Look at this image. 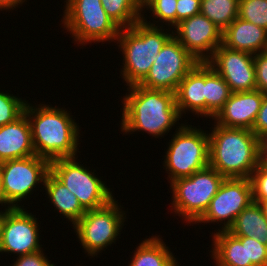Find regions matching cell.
<instances>
[{
    "instance_id": "83f0119b",
    "label": "cell",
    "mask_w": 267,
    "mask_h": 266,
    "mask_svg": "<svg viewBox=\"0 0 267 266\" xmlns=\"http://www.w3.org/2000/svg\"><path fill=\"white\" fill-rule=\"evenodd\" d=\"M238 17L267 30V0H239Z\"/></svg>"
},
{
    "instance_id": "2e32d148",
    "label": "cell",
    "mask_w": 267,
    "mask_h": 266,
    "mask_svg": "<svg viewBox=\"0 0 267 266\" xmlns=\"http://www.w3.org/2000/svg\"><path fill=\"white\" fill-rule=\"evenodd\" d=\"M263 98L264 94L257 89L232 93L212 119L224 127L252 130Z\"/></svg>"
},
{
    "instance_id": "d590c367",
    "label": "cell",
    "mask_w": 267,
    "mask_h": 266,
    "mask_svg": "<svg viewBox=\"0 0 267 266\" xmlns=\"http://www.w3.org/2000/svg\"><path fill=\"white\" fill-rule=\"evenodd\" d=\"M258 157L260 162L267 156V132L257 136Z\"/></svg>"
},
{
    "instance_id": "44dd1931",
    "label": "cell",
    "mask_w": 267,
    "mask_h": 266,
    "mask_svg": "<svg viewBox=\"0 0 267 266\" xmlns=\"http://www.w3.org/2000/svg\"><path fill=\"white\" fill-rule=\"evenodd\" d=\"M210 254L215 266H254L247 262L246 242H240L228 231L212 233Z\"/></svg>"
},
{
    "instance_id": "5b68a950",
    "label": "cell",
    "mask_w": 267,
    "mask_h": 266,
    "mask_svg": "<svg viewBox=\"0 0 267 266\" xmlns=\"http://www.w3.org/2000/svg\"><path fill=\"white\" fill-rule=\"evenodd\" d=\"M64 2L66 4L63 6L65 10L61 24L77 45L116 41L120 27L107 15L101 0H65Z\"/></svg>"
},
{
    "instance_id": "7bdbcfd3",
    "label": "cell",
    "mask_w": 267,
    "mask_h": 266,
    "mask_svg": "<svg viewBox=\"0 0 267 266\" xmlns=\"http://www.w3.org/2000/svg\"><path fill=\"white\" fill-rule=\"evenodd\" d=\"M2 164H3V161L0 159V177H1Z\"/></svg>"
},
{
    "instance_id": "f1b7e54d",
    "label": "cell",
    "mask_w": 267,
    "mask_h": 266,
    "mask_svg": "<svg viewBox=\"0 0 267 266\" xmlns=\"http://www.w3.org/2000/svg\"><path fill=\"white\" fill-rule=\"evenodd\" d=\"M27 102L7 91H0V126L12 123L21 117Z\"/></svg>"
},
{
    "instance_id": "7c38bea8",
    "label": "cell",
    "mask_w": 267,
    "mask_h": 266,
    "mask_svg": "<svg viewBox=\"0 0 267 266\" xmlns=\"http://www.w3.org/2000/svg\"><path fill=\"white\" fill-rule=\"evenodd\" d=\"M253 202L250 178H225L208 209L195 223H217V231H228L236 217Z\"/></svg>"
},
{
    "instance_id": "4dcf8cb0",
    "label": "cell",
    "mask_w": 267,
    "mask_h": 266,
    "mask_svg": "<svg viewBox=\"0 0 267 266\" xmlns=\"http://www.w3.org/2000/svg\"><path fill=\"white\" fill-rule=\"evenodd\" d=\"M253 202L267 200V168L260 162L250 176Z\"/></svg>"
},
{
    "instance_id": "ba28073f",
    "label": "cell",
    "mask_w": 267,
    "mask_h": 266,
    "mask_svg": "<svg viewBox=\"0 0 267 266\" xmlns=\"http://www.w3.org/2000/svg\"><path fill=\"white\" fill-rule=\"evenodd\" d=\"M121 207L115 198L101 208L86 210L73 226L78 241L88 256L97 257L101 250L105 251L107 246L116 243L127 218L124 213L126 211Z\"/></svg>"
},
{
    "instance_id": "484cf974",
    "label": "cell",
    "mask_w": 267,
    "mask_h": 266,
    "mask_svg": "<svg viewBox=\"0 0 267 266\" xmlns=\"http://www.w3.org/2000/svg\"><path fill=\"white\" fill-rule=\"evenodd\" d=\"M239 0H201L200 13L224 31L238 17Z\"/></svg>"
},
{
    "instance_id": "d6a6232c",
    "label": "cell",
    "mask_w": 267,
    "mask_h": 266,
    "mask_svg": "<svg viewBox=\"0 0 267 266\" xmlns=\"http://www.w3.org/2000/svg\"><path fill=\"white\" fill-rule=\"evenodd\" d=\"M201 0H177L176 25L200 13Z\"/></svg>"
},
{
    "instance_id": "d4e9b609",
    "label": "cell",
    "mask_w": 267,
    "mask_h": 266,
    "mask_svg": "<svg viewBox=\"0 0 267 266\" xmlns=\"http://www.w3.org/2000/svg\"><path fill=\"white\" fill-rule=\"evenodd\" d=\"M107 15L120 27L129 28L141 20L142 6L138 0H101Z\"/></svg>"
},
{
    "instance_id": "52a82bcc",
    "label": "cell",
    "mask_w": 267,
    "mask_h": 266,
    "mask_svg": "<svg viewBox=\"0 0 267 266\" xmlns=\"http://www.w3.org/2000/svg\"><path fill=\"white\" fill-rule=\"evenodd\" d=\"M168 142L163 167L171 183L209 165V131L181 123Z\"/></svg>"
},
{
    "instance_id": "74e56055",
    "label": "cell",
    "mask_w": 267,
    "mask_h": 266,
    "mask_svg": "<svg viewBox=\"0 0 267 266\" xmlns=\"http://www.w3.org/2000/svg\"><path fill=\"white\" fill-rule=\"evenodd\" d=\"M0 204H1V206H5L6 210L13 209V207L7 202V200H6L5 196H4L1 179H0ZM6 205H8V206H6Z\"/></svg>"
},
{
    "instance_id": "277c9868",
    "label": "cell",
    "mask_w": 267,
    "mask_h": 266,
    "mask_svg": "<svg viewBox=\"0 0 267 266\" xmlns=\"http://www.w3.org/2000/svg\"><path fill=\"white\" fill-rule=\"evenodd\" d=\"M172 36L173 29L151 26L142 20L129 28H120L116 39L123 55L120 76L127 87L139 84L147 76L155 56Z\"/></svg>"
},
{
    "instance_id": "ab89813d",
    "label": "cell",
    "mask_w": 267,
    "mask_h": 266,
    "mask_svg": "<svg viewBox=\"0 0 267 266\" xmlns=\"http://www.w3.org/2000/svg\"><path fill=\"white\" fill-rule=\"evenodd\" d=\"M258 205L260 206L264 216L267 218V200L258 202Z\"/></svg>"
},
{
    "instance_id": "9a60e30c",
    "label": "cell",
    "mask_w": 267,
    "mask_h": 266,
    "mask_svg": "<svg viewBox=\"0 0 267 266\" xmlns=\"http://www.w3.org/2000/svg\"><path fill=\"white\" fill-rule=\"evenodd\" d=\"M173 36L199 62H206L222 44V30L201 13L182 20Z\"/></svg>"
},
{
    "instance_id": "f546056e",
    "label": "cell",
    "mask_w": 267,
    "mask_h": 266,
    "mask_svg": "<svg viewBox=\"0 0 267 266\" xmlns=\"http://www.w3.org/2000/svg\"><path fill=\"white\" fill-rule=\"evenodd\" d=\"M240 242H246L247 262L254 266H267V246L249 237H236Z\"/></svg>"
},
{
    "instance_id": "d6986e66",
    "label": "cell",
    "mask_w": 267,
    "mask_h": 266,
    "mask_svg": "<svg viewBox=\"0 0 267 266\" xmlns=\"http://www.w3.org/2000/svg\"><path fill=\"white\" fill-rule=\"evenodd\" d=\"M222 44L253 55L267 51V30L237 17L222 32Z\"/></svg>"
},
{
    "instance_id": "4316f807",
    "label": "cell",
    "mask_w": 267,
    "mask_h": 266,
    "mask_svg": "<svg viewBox=\"0 0 267 266\" xmlns=\"http://www.w3.org/2000/svg\"><path fill=\"white\" fill-rule=\"evenodd\" d=\"M176 6L177 0H148L142 6V11L144 12H142L141 20L151 26L160 27L161 25V27H163L164 25H167V27H170L171 25L170 28L174 29L176 26ZM146 9L152 12L151 16H153V19H155L152 23L151 21H147V14L144 16ZM158 22L160 23L159 25L157 24Z\"/></svg>"
},
{
    "instance_id": "e575fe53",
    "label": "cell",
    "mask_w": 267,
    "mask_h": 266,
    "mask_svg": "<svg viewBox=\"0 0 267 266\" xmlns=\"http://www.w3.org/2000/svg\"><path fill=\"white\" fill-rule=\"evenodd\" d=\"M252 131L256 136L261 133L267 132V95H264L259 113L253 124Z\"/></svg>"
},
{
    "instance_id": "1f68e13d",
    "label": "cell",
    "mask_w": 267,
    "mask_h": 266,
    "mask_svg": "<svg viewBox=\"0 0 267 266\" xmlns=\"http://www.w3.org/2000/svg\"><path fill=\"white\" fill-rule=\"evenodd\" d=\"M256 89L267 95V51L254 54Z\"/></svg>"
},
{
    "instance_id": "4fadbf2b",
    "label": "cell",
    "mask_w": 267,
    "mask_h": 266,
    "mask_svg": "<svg viewBox=\"0 0 267 266\" xmlns=\"http://www.w3.org/2000/svg\"><path fill=\"white\" fill-rule=\"evenodd\" d=\"M37 219L25 208L9 210L2 226L0 253L16 254L18 257L43 250Z\"/></svg>"
},
{
    "instance_id": "8d00e7d4",
    "label": "cell",
    "mask_w": 267,
    "mask_h": 266,
    "mask_svg": "<svg viewBox=\"0 0 267 266\" xmlns=\"http://www.w3.org/2000/svg\"><path fill=\"white\" fill-rule=\"evenodd\" d=\"M27 0H0V11H3L4 9L7 11H10L11 9L18 8L19 5L22 6L24 2Z\"/></svg>"
},
{
    "instance_id": "60d3db41",
    "label": "cell",
    "mask_w": 267,
    "mask_h": 266,
    "mask_svg": "<svg viewBox=\"0 0 267 266\" xmlns=\"http://www.w3.org/2000/svg\"><path fill=\"white\" fill-rule=\"evenodd\" d=\"M261 163L267 168V156L261 161Z\"/></svg>"
},
{
    "instance_id": "7402d4cb",
    "label": "cell",
    "mask_w": 267,
    "mask_h": 266,
    "mask_svg": "<svg viewBox=\"0 0 267 266\" xmlns=\"http://www.w3.org/2000/svg\"><path fill=\"white\" fill-rule=\"evenodd\" d=\"M134 250L128 266H178L177 258L158 236L144 239Z\"/></svg>"
},
{
    "instance_id": "9c48e42d",
    "label": "cell",
    "mask_w": 267,
    "mask_h": 266,
    "mask_svg": "<svg viewBox=\"0 0 267 266\" xmlns=\"http://www.w3.org/2000/svg\"><path fill=\"white\" fill-rule=\"evenodd\" d=\"M74 158L50 161V172L73 193L85 210L101 208L114 198L105 181L98 178L96 170H89ZM105 182V183H104Z\"/></svg>"
},
{
    "instance_id": "30bf717a",
    "label": "cell",
    "mask_w": 267,
    "mask_h": 266,
    "mask_svg": "<svg viewBox=\"0 0 267 266\" xmlns=\"http://www.w3.org/2000/svg\"><path fill=\"white\" fill-rule=\"evenodd\" d=\"M49 172L50 161L37 155L3 161L0 179L7 202L13 208H24V204L20 206L22 200L30 197L40 183L44 185Z\"/></svg>"
},
{
    "instance_id": "6da1fadb",
    "label": "cell",
    "mask_w": 267,
    "mask_h": 266,
    "mask_svg": "<svg viewBox=\"0 0 267 266\" xmlns=\"http://www.w3.org/2000/svg\"><path fill=\"white\" fill-rule=\"evenodd\" d=\"M122 99L121 132L148 133L163 138L181 118L175 103V93L165 90L148 89L141 85L127 87Z\"/></svg>"
},
{
    "instance_id": "ffe728a7",
    "label": "cell",
    "mask_w": 267,
    "mask_h": 266,
    "mask_svg": "<svg viewBox=\"0 0 267 266\" xmlns=\"http://www.w3.org/2000/svg\"><path fill=\"white\" fill-rule=\"evenodd\" d=\"M49 202L54 206L57 213L67 218L74 226L86 210L81 206L77 197L71 193L65 185L59 181L51 172L46 176L43 187Z\"/></svg>"
},
{
    "instance_id": "836d02e7",
    "label": "cell",
    "mask_w": 267,
    "mask_h": 266,
    "mask_svg": "<svg viewBox=\"0 0 267 266\" xmlns=\"http://www.w3.org/2000/svg\"><path fill=\"white\" fill-rule=\"evenodd\" d=\"M43 251L18 256L12 266H55Z\"/></svg>"
},
{
    "instance_id": "cb8c5ba5",
    "label": "cell",
    "mask_w": 267,
    "mask_h": 266,
    "mask_svg": "<svg viewBox=\"0 0 267 266\" xmlns=\"http://www.w3.org/2000/svg\"><path fill=\"white\" fill-rule=\"evenodd\" d=\"M231 94L226 81L205 62V118H213Z\"/></svg>"
},
{
    "instance_id": "f35d334b",
    "label": "cell",
    "mask_w": 267,
    "mask_h": 266,
    "mask_svg": "<svg viewBox=\"0 0 267 266\" xmlns=\"http://www.w3.org/2000/svg\"><path fill=\"white\" fill-rule=\"evenodd\" d=\"M9 210H6V209H1L0 210V238H1V232H2V226H3V222H4V219H5V216H6V213L8 212Z\"/></svg>"
},
{
    "instance_id": "b9f144b4",
    "label": "cell",
    "mask_w": 267,
    "mask_h": 266,
    "mask_svg": "<svg viewBox=\"0 0 267 266\" xmlns=\"http://www.w3.org/2000/svg\"><path fill=\"white\" fill-rule=\"evenodd\" d=\"M139 1V4L141 5V6H143L148 0H138Z\"/></svg>"
},
{
    "instance_id": "7a4b0ae2",
    "label": "cell",
    "mask_w": 267,
    "mask_h": 266,
    "mask_svg": "<svg viewBox=\"0 0 267 266\" xmlns=\"http://www.w3.org/2000/svg\"><path fill=\"white\" fill-rule=\"evenodd\" d=\"M30 105L27 102L24 113L30 122L36 155L49 161L77 157L80 129L72 113L58 106Z\"/></svg>"
},
{
    "instance_id": "e0dca14e",
    "label": "cell",
    "mask_w": 267,
    "mask_h": 266,
    "mask_svg": "<svg viewBox=\"0 0 267 266\" xmlns=\"http://www.w3.org/2000/svg\"><path fill=\"white\" fill-rule=\"evenodd\" d=\"M175 103L181 117L188 111L205 117V62H198L180 81Z\"/></svg>"
},
{
    "instance_id": "3957f363",
    "label": "cell",
    "mask_w": 267,
    "mask_h": 266,
    "mask_svg": "<svg viewBox=\"0 0 267 266\" xmlns=\"http://www.w3.org/2000/svg\"><path fill=\"white\" fill-rule=\"evenodd\" d=\"M209 132V165L225 178H250L260 163L252 130L218 124Z\"/></svg>"
},
{
    "instance_id": "5bb4252c",
    "label": "cell",
    "mask_w": 267,
    "mask_h": 266,
    "mask_svg": "<svg viewBox=\"0 0 267 266\" xmlns=\"http://www.w3.org/2000/svg\"><path fill=\"white\" fill-rule=\"evenodd\" d=\"M254 55L219 45L206 61L229 85L232 93L256 89Z\"/></svg>"
},
{
    "instance_id": "603a6c76",
    "label": "cell",
    "mask_w": 267,
    "mask_h": 266,
    "mask_svg": "<svg viewBox=\"0 0 267 266\" xmlns=\"http://www.w3.org/2000/svg\"><path fill=\"white\" fill-rule=\"evenodd\" d=\"M228 232L235 237H249L267 246V218L258 203L252 202L235 219Z\"/></svg>"
},
{
    "instance_id": "8fae6325",
    "label": "cell",
    "mask_w": 267,
    "mask_h": 266,
    "mask_svg": "<svg viewBox=\"0 0 267 266\" xmlns=\"http://www.w3.org/2000/svg\"><path fill=\"white\" fill-rule=\"evenodd\" d=\"M147 76L138 84L175 93L180 81L199 62L172 36L155 56Z\"/></svg>"
},
{
    "instance_id": "ac0fdd59",
    "label": "cell",
    "mask_w": 267,
    "mask_h": 266,
    "mask_svg": "<svg viewBox=\"0 0 267 266\" xmlns=\"http://www.w3.org/2000/svg\"><path fill=\"white\" fill-rule=\"evenodd\" d=\"M36 155L30 122L24 113L12 123L0 126V159H21Z\"/></svg>"
},
{
    "instance_id": "8992f818",
    "label": "cell",
    "mask_w": 267,
    "mask_h": 266,
    "mask_svg": "<svg viewBox=\"0 0 267 266\" xmlns=\"http://www.w3.org/2000/svg\"><path fill=\"white\" fill-rule=\"evenodd\" d=\"M225 177L210 165L194 172L189 177L175 179L172 189L171 213L185 219V223L195 224L206 212Z\"/></svg>"
}]
</instances>
